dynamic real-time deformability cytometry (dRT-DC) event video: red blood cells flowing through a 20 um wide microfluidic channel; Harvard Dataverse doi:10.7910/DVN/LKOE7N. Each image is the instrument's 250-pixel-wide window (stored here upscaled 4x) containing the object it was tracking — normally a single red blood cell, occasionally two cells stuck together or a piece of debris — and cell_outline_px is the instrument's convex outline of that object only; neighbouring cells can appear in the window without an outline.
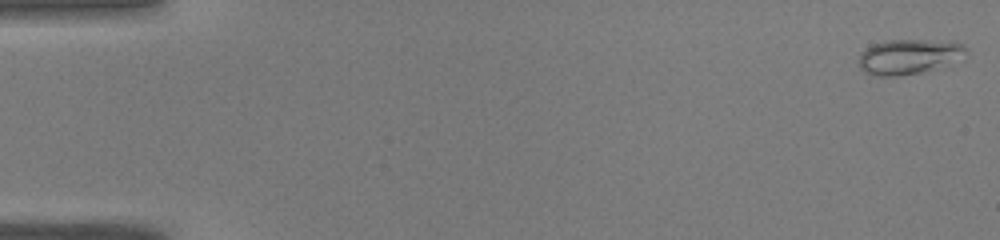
{"species": "common noctule bat (a hibernating species)", "species_latin": "Nyctalus noctula", "temperature_condition": "warm", "stored_images_in_passage": 50, "camera_frame_rate_fps": 3000, "um_per_image_px": 0.085, "animal": {"sex": "male", "body_mass_g": 19.0, "forearm_length_mm": 50.8}, "frame": {"image": 1, "passage_image": 1, "time_ms": 0.0, "image_size_px": [1000, 240], "cell_outline_px": [[968, 52], [932, 68], [920, 72], [896, 76], [876, 76], [864, 72], [860, 68], [860, 52], [872, 44], [888, 40], [956, 40], [964, 44]], "centroid_in_image_um": [77.19, 4.77], "position_along_channel_um": 7.8, "area_um2": 21.44}}
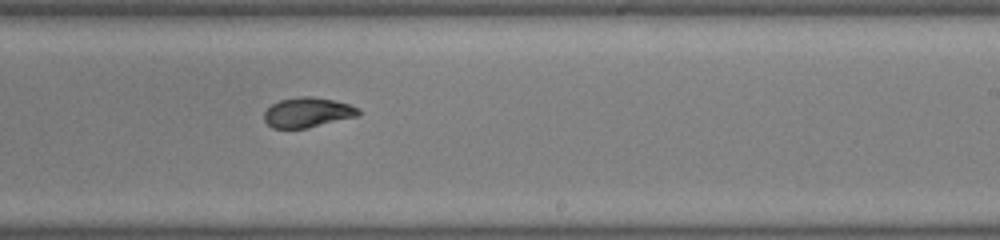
{"frame": {"image": 2, "passage_image": 31, "time_ms": 10.0, "image_size_px": [1000, 240], "cell_outline_px": [[360, 116], [308, 128], [272, 128], [264, 120], [264, 112], [272, 104], [280, 100], [300, 96], [312, 96], [332, 100], [348, 104], [360, 108]], "centroid_in_image_um": [26.17, 9.56], "position_along_channel_um": 262.8, "area_um2": 16.53}}
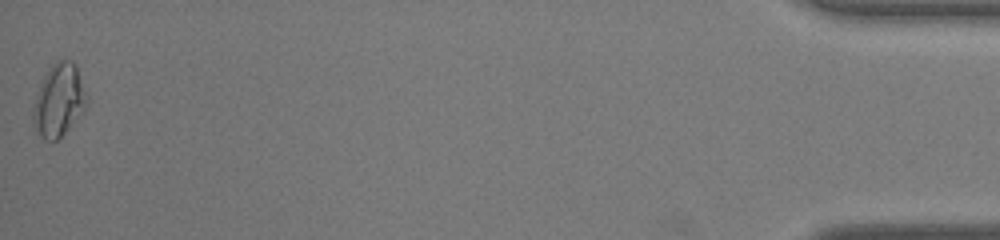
{"frame": {"image": 3, "passage_image": 50, "time_ms": 16.333, "image_size_px": [1000, 240], "cell_outline_px": [[88, 100], [84, 108], [64, 132], [56, 140], [44, 140], [36, 132], [32, 124], [32, 112], [36, 96], [40, 84], [48, 68], [52, 64], [60, 60], [72, 60], [76, 64], [88, 96]], "centroid_in_image_um": [4.98, 8.5], "position_along_channel_um": 430.2, "area_um2": 22.48}, "authors_computed_cell_mechanics": {"area_um2": 17.34, "velocity_mm_per_s": 4.0868, "shape_relaxation_time_tau1_ms": 7.3509, "shape_relaxation_time_tau2_ms": 1.5388, "deformation_change_tau1": 0.1942, "deformation_change_tau2": 0.0502}}